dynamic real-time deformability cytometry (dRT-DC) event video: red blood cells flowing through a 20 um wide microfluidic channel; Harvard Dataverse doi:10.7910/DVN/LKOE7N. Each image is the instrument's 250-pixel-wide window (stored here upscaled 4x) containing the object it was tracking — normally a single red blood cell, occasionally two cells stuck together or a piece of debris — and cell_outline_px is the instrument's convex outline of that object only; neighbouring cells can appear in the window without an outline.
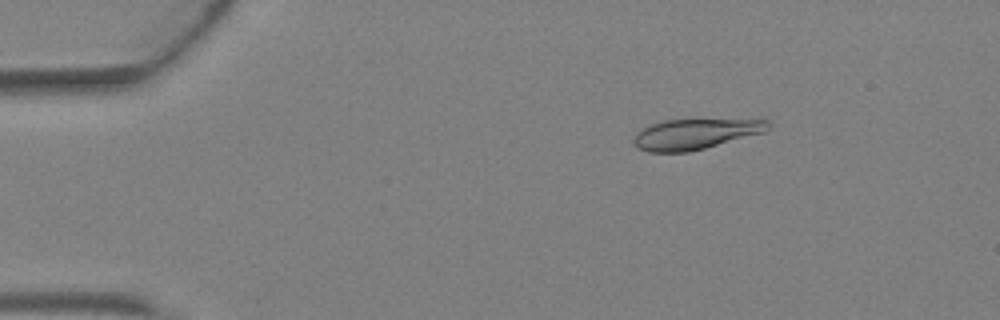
{"species": "Egyptian fruit bat (a non-hibernating species)", "species_latin": "Rousettus aegyptiacus", "temperature_condition": "warm", "stored_images_in_passage": 3, "camera_frame_rate_fps": 3000, "um_per_image_px": 0.085, "animal": {"sex": "female"}, "frame": {"image": 1, "passage_image": 2, "time_ms": 0.333, "image_size_px": [1000, 320], "cell_outline_px": [[772, 124], [764, 132], [704, 148], [688, 152], [648, 152], [636, 148], [632, 140], [644, 128], [652, 124], [664, 120], [760, 116], [764, 116]], "centroid_in_image_um": [59.27, 11.32], "position_along_channel_um": 25.7, "area_um2": 24.91}}